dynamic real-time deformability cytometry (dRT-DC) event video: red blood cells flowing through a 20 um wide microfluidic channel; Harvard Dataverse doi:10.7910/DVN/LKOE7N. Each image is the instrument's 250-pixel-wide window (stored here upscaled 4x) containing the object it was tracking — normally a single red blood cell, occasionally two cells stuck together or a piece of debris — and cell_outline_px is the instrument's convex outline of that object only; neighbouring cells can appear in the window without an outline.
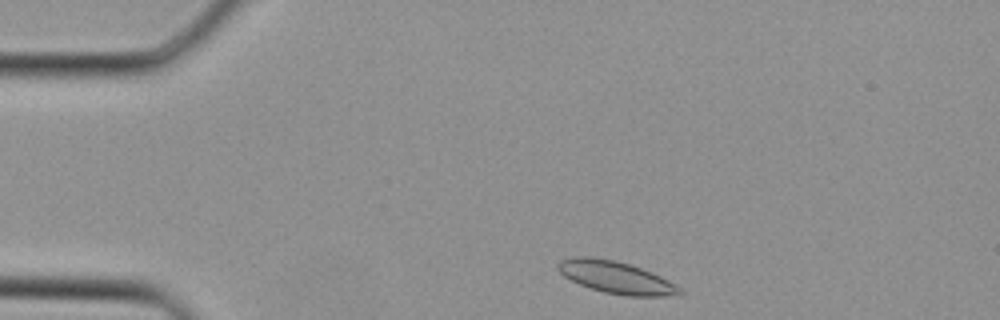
{"species": "Egyptian fruit bat (a non-hibernating species)", "species_latin": "Rousettus aegyptiacus", "temperature_condition": "cold", "stored_images_in_passage": 31, "camera_frame_rate_fps": 3000, "um_per_image_px": 0.085, "animal": {"sex": "female"}, "frame": {"image": 1, "passage_image": 1, "time_ms": 0.0, "image_size_px": [1000, 320], "cell_outline_px": [[684, 292], [680, 296], [624, 296], [604, 292], [580, 284], [564, 276], [556, 268], [556, 264], [560, 260], [576, 256], [588, 256], [616, 260], [652, 272], [676, 284]], "centroid_in_image_um": [52.38, 23.58], "position_along_channel_um": 32.6, "area_um2": 22.95}}
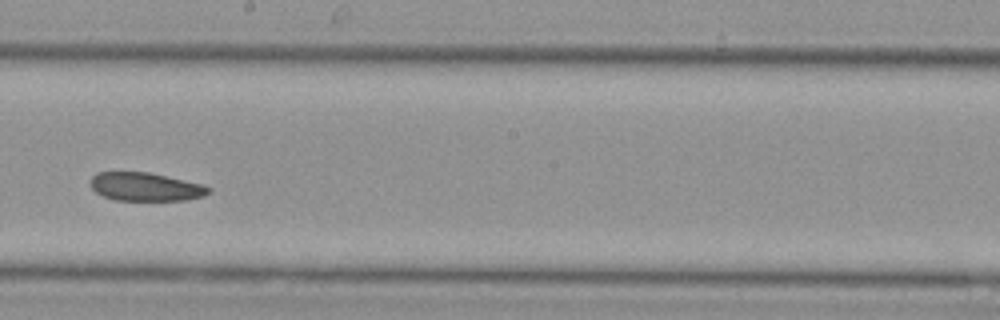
{"frame": {"image": 2, "passage_image": 15, "time_ms": 4.667, "image_size_px": [1000, 320], "cell_outline_px": [[212, 192], [204, 196], [184, 200], [116, 200], [104, 196], [96, 192], [88, 184], [88, 180], [96, 172], [148, 172], [200, 184], [212, 188]], "centroid_in_image_um": [12.33, 15.87], "position_along_channel_um": 235.9, "area_um2": 19.54}}
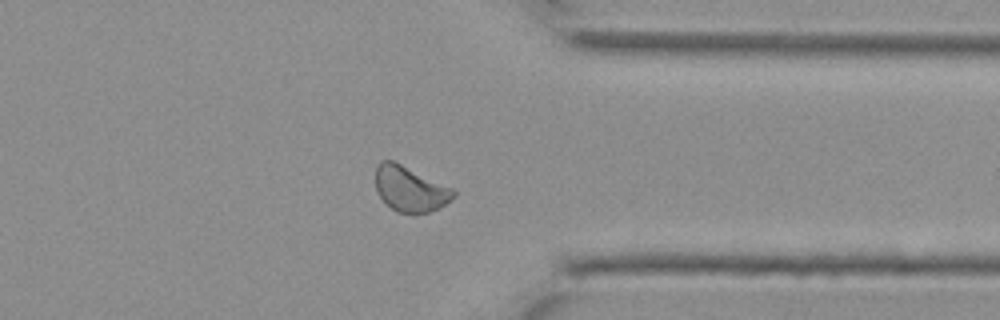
{"frame": {"image": 3, "passage_image": 23, "time_ms": 7.333, "image_size_px": [1000, 320], "cell_outline_px": [[456, 196], [444, 204], [428, 212], [412, 216], [396, 212], [376, 192], [376, 168], [380, 160], [392, 160], [452, 188], [456, 192]], "centroid_in_image_um": [34.84, 16.09], "position_along_channel_um": 376.6, "area_um2": 20.52}}